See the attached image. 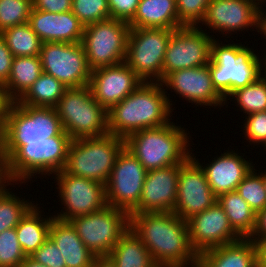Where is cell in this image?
<instances>
[{
	"label": "cell",
	"instance_id": "27",
	"mask_svg": "<svg viewBox=\"0 0 266 267\" xmlns=\"http://www.w3.org/2000/svg\"><path fill=\"white\" fill-rule=\"evenodd\" d=\"M39 205L42 204L36 203L15 227L17 239L26 256L33 254L49 238L50 225L54 216L52 213L45 216L42 213L44 208Z\"/></svg>",
	"mask_w": 266,
	"mask_h": 267
},
{
	"label": "cell",
	"instance_id": "5",
	"mask_svg": "<svg viewBox=\"0 0 266 267\" xmlns=\"http://www.w3.org/2000/svg\"><path fill=\"white\" fill-rule=\"evenodd\" d=\"M53 136H69L55 108L8 103L0 132L5 161L26 142L48 141Z\"/></svg>",
	"mask_w": 266,
	"mask_h": 267
},
{
	"label": "cell",
	"instance_id": "15",
	"mask_svg": "<svg viewBox=\"0 0 266 267\" xmlns=\"http://www.w3.org/2000/svg\"><path fill=\"white\" fill-rule=\"evenodd\" d=\"M147 170L124 147L105 184L107 205L130 213L139 203Z\"/></svg>",
	"mask_w": 266,
	"mask_h": 267
},
{
	"label": "cell",
	"instance_id": "52",
	"mask_svg": "<svg viewBox=\"0 0 266 267\" xmlns=\"http://www.w3.org/2000/svg\"><path fill=\"white\" fill-rule=\"evenodd\" d=\"M261 172H263L262 173V175H263V182H264V185H265V189H266V168H265V170H261Z\"/></svg>",
	"mask_w": 266,
	"mask_h": 267
},
{
	"label": "cell",
	"instance_id": "33",
	"mask_svg": "<svg viewBox=\"0 0 266 267\" xmlns=\"http://www.w3.org/2000/svg\"><path fill=\"white\" fill-rule=\"evenodd\" d=\"M228 100L234 103L231 105L239 107L237 111L243 112L244 115L246 114L245 116L255 112L266 111V73L248 86L233 91L225 99L226 108L230 103Z\"/></svg>",
	"mask_w": 266,
	"mask_h": 267
},
{
	"label": "cell",
	"instance_id": "50",
	"mask_svg": "<svg viewBox=\"0 0 266 267\" xmlns=\"http://www.w3.org/2000/svg\"><path fill=\"white\" fill-rule=\"evenodd\" d=\"M91 267H116L108 256L95 257Z\"/></svg>",
	"mask_w": 266,
	"mask_h": 267
},
{
	"label": "cell",
	"instance_id": "48",
	"mask_svg": "<svg viewBox=\"0 0 266 267\" xmlns=\"http://www.w3.org/2000/svg\"><path fill=\"white\" fill-rule=\"evenodd\" d=\"M10 183L6 174V161L0 146V190Z\"/></svg>",
	"mask_w": 266,
	"mask_h": 267
},
{
	"label": "cell",
	"instance_id": "10",
	"mask_svg": "<svg viewBox=\"0 0 266 267\" xmlns=\"http://www.w3.org/2000/svg\"><path fill=\"white\" fill-rule=\"evenodd\" d=\"M85 246L96 256H108L130 228L129 213L120 208H105L69 220Z\"/></svg>",
	"mask_w": 266,
	"mask_h": 267
},
{
	"label": "cell",
	"instance_id": "46",
	"mask_svg": "<svg viewBox=\"0 0 266 267\" xmlns=\"http://www.w3.org/2000/svg\"><path fill=\"white\" fill-rule=\"evenodd\" d=\"M264 3V4H263ZM265 2H262L259 4L258 11H257V28L256 31L258 34L262 35V38H264L266 42V9L264 10L263 6L265 5ZM266 8V5L264 6ZM263 43L266 46V43Z\"/></svg>",
	"mask_w": 266,
	"mask_h": 267
},
{
	"label": "cell",
	"instance_id": "3",
	"mask_svg": "<svg viewBox=\"0 0 266 267\" xmlns=\"http://www.w3.org/2000/svg\"><path fill=\"white\" fill-rule=\"evenodd\" d=\"M228 39H213L209 69L212 83L217 92L226 99L233 91L248 86L265 73L263 56L255 47ZM230 42H228V41ZM249 47V48H248Z\"/></svg>",
	"mask_w": 266,
	"mask_h": 267
},
{
	"label": "cell",
	"instance_id": "31",
	"mask_svg": "<svg viewBox=\"0 0 266 267\" xmlns=\"http://www.w3.org/2000/svg\"><path fill=\"white\" fill-rule=\"evenodd\" d=\"M66 89L56 78L42 73L17 102L22 105L55 108Z\"/></svg>",
	"mask_w": 266,
	"mask_h": 267
},
{
	"label": "cell",
	"instance_id": "44",
	"mask_svg": "<svg viewBox=\"0 0 266 267\" xmlns=\"http://www.w3.org/2000/svg\"><path fill=\"white\" fill-rule=\"evenodd\" d=\"M13 58L14 55L0 35V86H3L10 77Z\"/></svg>",
	"mask_w": 266,
	"mask_h": 267
},
{
	"label": "cell",
	"instance_id": "54",
	"mask_svg": "<svg viewBox=\"0 0 266 267\" xmlns=\"http://www.w3.org/2000/svg\"><path fill=\"white\" fill-rule=\"evenodd\" d=\"M256 1H258L259 3L266 2V0H256Z\"/></svg>",
	"mask_w": 266,
	"mask_h": 267
},
{
	"label": "cell",
	"instance_id": "19",
	"mask_svg": "<svg viewBox=\"0 0 266 267\" xmlns=\"http://www.w3.org/2000/svg\"><path fill=\"white\" fill-rule=\"evenodd\" d=\"M187 224L192 248L198 256L207 250L241 239L218 202L188 219Z\"/></svg>",
	"mask_w": 266,
	"mask_h": 267
},
{
	"label": "cell",
	"instance_id": "16",
	"mask_svg": "<svg viewBox=\"0 0 266 267\" xmlns=\"http://www.w3.org/2000/svg\"><path fill=\"white\" fill-rule=\"evenodd\" d=\"M259 4L256 0H211L201 24L197 27L199 29L206 27L204 31L207 32L208 29V34L214 32L222 34V40L223 37L230 38L235 33L243 34L244 31L248 33L249 30L256 32L254 29L257 28Z\"/></svg>",
	"mask_w": 266,
	"mask_h": 267
},
{
	"label": "cell",
	"instance_id": "34",
	"mask_svg": "<svg viewBox=\"0 0 266 267\" xmlns=\"http://www.w3.org/2000/svg\"><path fill=\"white\" fill-rule=\"evenodd\" d=\"M0 35L14 57L40 55L42 41L28 23L5 29Z\"/></svg>",
	"mask_w": 266,
	"mask_h": 267
},
{
	"label": "cell",
	"instance_id": "40",
	"mask_svg": "<svg viewBox=\"0 0 266 267\" xmlns=\"http://www.w3.org/2000/svg\"><path fill=\"white\" fill-rule=\"evenodd\" d=\"M211 0H176L178 21L182 26H198Z\"/></svg>",
	"mask_w": 266,
	"mask_h": 267
},
{
	"label": "cell",
	"instance_id": "36",
	"mask_svg": "<svg viewBox=\"0 0 266 267\" xmlns=\"http://www.w3.org/2000/svg\"><path fill=\"white\" fill-rule=\"evenodd\" d=\"M32 9V0H0V33L28 23Z\"/></svg>",
	"mask_w": 266,
	"mask_h": 267
},
{
	"label": "cell",
	"instance_id": "13",
	"mask_svg": "<svg viewBox=\"0 0 266 267\" xmlns=\"http://www.w3.org/2000/svg\"><path fill=\"white\" fill-rule=\"evenodd\" d=\"M39 56L43 73L53 76L66 88L89 85L91 70L81 42H45Z\"/></svg>",
	"mask_w": 266,
	"mask_h": 267
},
{
	"label": "cell",
	"instance_id": "42",
	"mask_svg": "<svg viewBox=\"0 0 266 267\" xmlns=\"http://www.w3.org/2000/svg\"><path fill=\"white\" fill-rule=\"evenodd\" d=\"M140 0H108L112 19L129 22L135 15Z\"/></svg>",
	"mask_w": 266,
	"mask_h": 267
},
{
	"label": "cell",
	"instance_id": "4",
	"mask_svg": "<svg viewBox=\"0 0 266 267\" xmlns=\"http://www.w3.org/2000/svg\"><path fill=\"white\" fill-rule=\"evenodd\" d=\"M186 129L171 121L162 127L139 130L124 139L125 147L147 171L183 163L195 145L190 143L192 137Z\"/></svg>",
	"mask_w": 266,
	"mask_h": 267
},
{
	"label": "cell",
	"instance_id": "18",
	"mask_svg": "<svg viewBox=\"0 0 266 267\" xmlns=\"http://www.w3.org/2000/svg\"><path fill=\"white\" fill-rule=\"evenodd\" d=\"M217 202L200 164L190 156L182 163L173 213L187 221Z\"/></svg>",
	"mask_w": 266,
	"mask_h": 267
},
{
	"label": "cell",
	"instance_id": "39",
	"mask_svg": "<svg viewBox=\"0 0 266 267\" xmlns=\"http://www.w3.org/2000/svg\"><path fill=\"white\" fill-rule=\"evenodd\" d=\"M245 120L242 121L244 130L242 131V135L244 134V139H246L245 142H249L248 146H252L255 148V146L264 147L266 144V111L261 112H255L251 113L248 116H244Z\"/></svg>",
	"mask_w": 266,
	"mask_h": 267
},
{
	"label": "cell",
	"instance_id": "6",
	"mask_svg": "<svg viewBox=\"0 0 266 267\" xmlns=\"http://www.w3.org/2000/svg\"><path fill=\"white\" fill-rule=\"evenodd\" d=\"M70 142V136H53L48 141L26 142L6 160L9 181L26 184L34 182L33 178L51 179L48 177L64 169Z\"/></svg>",
	"mask_w": 266,
	"mask_h": 267
},
{
	"label": "cell",
	"instance_id": "7",
	"mask_svg": "<svg viewBox=\"0 0 266 267\" xmlns=\"http://www.w3.org/2000/svg\"><path fill=\"white\" fill-rule=\"evenodd\" d=\"M125 140L110 133L71 140L64 171L104 185L107 183Z\"/></svg>",
	"mask_w": 266,
	"mask_h": 267
},
{
	"label": "cell",
	"instance_id": "38",
	"mask_svg": "<svg viewBox=\"0 0 266 267\" xmlns=\"http://www.w3.org/2000/svg\"><path fill=\"white\" fill-rule=\"evenodd\" d=\"M26 257L15 228L0 233V267H19Z\"/></svg>",
	"mask_w": 266,
	"mask_h": 267
},
{
	"label": "cell",
	"instance_id": "28",
	"mask_svg": "<svg viewBox=\"0 0 266 267\" xmlns=\"http://www.w3.org/2000/svg\"><path fill=\"white\" fill-rule=\"evenodd\" d=\"M42 73L40 56L14 57L10 77L2 86L8 102L18 101Z\"/></svg>",
	"mask_w": 266,
	"mask_h": 267
},
{
	"label": "cell",
	"instance_id": "41",
	"mask_svg": "<svg viewBox=\"0 0 266 267\" xmlns=\"http://www.w3.org/2000/svg\"><path fill=\"white\" fill-rule=\"evenodd\" d=\"M30 257L46 267H66L60 249L50 237Z\"/></svg>",
	"mask_w": 266,
	"mask_h": 267
},
{
	"label": "cell",
	"instance_id": "17",
	"mask_svg": "<svg viewBox=\"0 0 266 267\" xmlns=\"http://www.w3.org/2000/svg\"><path fill=\"white\" fill-rule=\"evenodd\" d=\"M168 102L172 108L174 101L170 92L178 94L184 100L194 105V107L211 106V108H224L225 99L217 92L212 83L209 64L201 67L177 70L169 73L161 82ZM168 90L170 92H168ZM174 90V91H173ZM171 96V97H170ZM174 103V104H173Z\"/></svg>",
	"mask_w": 266,
	"mask_h": 267
},
{
	"label": "cell",
	"instance_id": "1",
	"mask_svg": "<svg viewBox=\"0 0 266 267\" xmlns=\"http://www.w3.org/2000/svg\"><path fill=\"white\" fill-rule=\"evenodd\" d=\"M130 229L142 240L158 267H197L187 221L173 212L129 214Z\"/></svg>",
	"mask_w": 266,
	"mask_h": 267
},
{
	"label": "cell",
	"instance_id": "37",
	"mask_svg": "<svg viewBox=\"0 0 266 267\" xmlns=\"http://www.w3.org/2000/svg\"><path fill=\"white\" fill-rule=\"evenodd\" d=\"M71 11L84 26L111 19L108 0H72Z\"/></svg>",
	"mask_w": 266,
	"mask_h": 267
},
{
	"label": "cell",
	"instance_id": "2",
	"mask_svg": "<svg viewBox=\"0 0 266 267\" xmlns=\"http://www.w3.org/2000/svg\"><path fill=\"white\" fill-rule=\"evenodd\" d=\"M173 110L160 82H144L107 111L108 132L125 139L139 130L162 127L174 118Z\"/></svg>",
	"mask_w": 266,
	"mask_h": 267
},
{
	"label": "cell",
	"instance_id": "51",
	"mask_svg": "<svg viewBox=\"0 0 266 267\" xmlns=\"http://www.w3.org/2000/svg\"><path fill=\"white\" fill-rule=\"evenodd\" d=\"M19 267H46L40 263H37L30 256H27L26 259L20 264Z\"/></svg>",
	"mask_w": 266,
	"mask_h": 267
},
{
	"label": "cell",
	"instance_id": "30",
	"mask_svg": "<svg viewBox=\"0 0 266 267\" xmlns=\"http://www.w3.org/2000/svg\"><path fill=\"white\" fill-rule=\"evenodd\" d=\"M108 257L116 267H158L142 240L129 228Z\"/></svg>",
	"mask_w": 266,
	"mask_h": 267
},
{
	"label": "cell",
	"instance_id": "45",
	"mask_svg": "<svg viewBox=\"0 0 266 267\" xmlns=\"http://www.w3.org/2000/svg\"><path fill=\"white\" fill-rule=\"evenodd\" d=\"M256 249L257 267H266V237H250Z\"/></svg>",
	"mask_w": 266,
	"mask_h": 267
},
{
	"label": "cell",
	"instance_id": "24",
	"mask_svg": "<svg viewBox=\"0 0 266 267\" xmlns=\"http://www.w3.org/2000/svg\"><path fill=\"white\" fill-rule=\"evenodd\" d=\"M49 237L60 249L66 267H91L96 257L77 235L69 221L52 218Z\"/></svg>",
	"mask_w": 266,
	"mask_h": 267
},
{
	"label": "cell",
	"instance_id": "26",
	"mask_svg": "<svg viewBox=\"0 0 266 267\" xmlns=\"http://www.w3.org/2000/svg\"><path fill=\"white\" fill-rule=\"evenodd\" d=\"M128 23L130 28L183 27L178 21L176 0H140L134 17Z\"/></svg>",
	"mask_w": 266,
	"mask_h": 267
},
{
	"label": "cell",
	"instance_id": "43",
	"mask_svg": "<svg viewBox=\"0 0 266 267\" xmlns=\"http://www.w3.org/2000/svg\"><path fill=\"white\" fill-rule=\"evenodd\" d=\"M33 9L50 13H64L72 10V0H32Z\"/></svg>",
	"mask_w": 266,
	"mask_h": 267
},
{
	"label": "cell",
	"instance_id": "32",
	"mask_svg": "<svg viewBox=\"0 0 266 267\" xmlns=\"http://www.w3.org/2000/svg\"><path fill=\"white\" fill-rule=\"evenodd\" d=\"M14 184H19L17 187L19 188L24 183L10 182L0 190V233L4 230L15 228L26 213L36 204L35 201H30L28 197L26 200L27 195L25 197L21 194L17 196L18 193L12 190V187H16ZM8 186H12L11 189Z\"/></svg>",
	"mask_w": 266,
	"mask_h": 267
},
{
	"label": "cell",
	"instance_id": "23",
	"mask_svg": "<svg viewBox=\"0 0 266 267\" xmlns=\"http://www.w3.org/2000/svg\"><path fill=\"white\" fill-rule=\"evenodd\" d=\"M28 24L38 35L42 43L82 42L85 28L72 11L64 13H50L32 9Z\"/></svg>",
	"mask_w": 266,
	"mask_h": 267
},
{
	"label": "cell",
	"instance_id": "8",
	"mask_svg": "<svg viewBox=\"0 0 266 267\" xmlns=\"http://www.w3.org/2000/svg\"><path fill=\"white\" fill-rule=\"evenodd\" d=\"M63 130L71 140L108 134V112L89 87L67 88L55 107Z\"/></svg>",
	"mask_w": 266,
	"mask_h": 267
},
{
	"label": "cell",
	"instance_id": "11",
	"mask_svg": "<svg viewBox=\"0 0 266 267\" xmlns=\"http://www.w3.org/2000/svg\"><path fill=\"white\" fill-rule=\"evenodd\" d=\"M129 23L108 19L85 26L82 45L91 71L125 62Z\"/></svg>",
	"mask_w": 266,
	"mask_h": 267
},
{
	"label": "cell",
	"instance_id": "9",
	"mask_svg": "<svg viewBox=\"0 0 266 267\" xmlns=\"http://www.w3.org/2000/svg\"><path fill=\"white\" fill-rule=\"evenodd\" d=\"M173 30L130 28L125 63L143 82L162 81L163 61Z\"/></svg>",
	"mask_w": 266,
	"mask_h": 267
},
{
	"label": "cell",
	"instance_id": "53",
	"mask_svg": "<svg viewBox=\"0 0 266 267\" xmlns=\"http://www.w3.org/2000/svg\"><path fill=\"white\" fill-rule=\"evenodd\" d=\"M264 52L261 53V55L263 56V60H264V65H265V68H266V49L263 50Z\"/></svg>",
	"mask_w": 266,
	"mask_h": 267
},
{
	"label": "cell",
	"instance_id": "29",
	"mask_svg": "<svg viewBox=\"0 0 266 267\" xmlns=\"http://www.w3.org/2000/svg\"><path fill=\"white\" fill-rule=\"evenodd\" d=\"M217 202L225 211L233 230L241 238H250L256 226L257 213L239 195L237 191L223 193Z\"/></svg>",
	"mask_w": 266,
	"mask_h": 267
},
{
	"label": "cell",
	"instance_id": "20",
	"mask_svg": "<svg viewBox=\"0 0 266 267\" xmlns=\"http://www.w3.org/2000/svg\"><path fill=\"white\" fill-rule=\"evenodd\" d=\"M182 163L149 170L138 205L129 214L173 212Z\"/></svg>",
	"mask_w": 266,
	"mask_h": 267
},
{
	"label": "cell",
	"instance_id": "49",
	"mask_svg": "<svg viewBox=\"0 0 266 267\" xmlns=\"http://www.w3.org/2000/svg\"><path fill=\"white\" fill-rule=\"evenodd\" d=\"M8 103L9 102L4 95V90L2 86H0V132L3 128L4 116Z\"/></svg>",
	"mask_w": 266,
	"mask_h": 267
},
{
	"label": "cell",
	"instance_id": "25",
	"mask_svg": "<svg viewBox=\"0 0 266 267\" xmlns=\"http://www.w3.org/2000/svg\"><path fill=\"white\" fill-rule=\"evenodd\" d=\"M197 267H257L256 249L250 238H241L201 253Z\"/></svg>",
	"mask_w": 266,
	"mask_h": 267
},
{
	"label": "cell",
	"instance_id": "14",
	"mask_svg": "<svg viewBox=\"0 0 266 267\" xmlns=\"http://www.w3.org/2000/svg\"><path fill=\"white\" fill-rule=\"evenodd\" d=\"M213 39L215 35L197 26H183L173 30L163 61L162 80L177 70L208 65Z\"/></svg>",
	"mask_w": 266,
	"mask_h": 267
},
{
	"label": "cell",
	"instance_id": "47",
	"mask_svg": "<svg viewBox=\"0 0 266 267\" xmlns=\"http://www.w3.org/2000/svg\"><path fill=\"white\" fill-rule=\"evenodd\" d=\"M251 237H266V208L257 213L256 226Z\"/></svg>",
	"mask_w": 266,
	"mask_h": 267
},
{
	"label": "cell",
	"instance_id": "12",
	"mask_svg": "<svg viewBox=\"0 0 266 267\" xmlns=\"http://www.w3.org/2000/svg\"><path fill=\"white\" fill-rule=\"evenodd\" d=\"M56 183L59 201L62 207L60 212L54 211V218L69 221L73 218L97 212L107 206L106 190L103 183L75 176L61 170L51 176ZM57 213V214H56Z\"/></svg>",
	"mask_w": 266,
	"mask_h": 267
},
{
	"label": "cell",
	"instance_id": "35",
	"mask_svg": "<svg viewBox=\"0 0 266 267\" xmlns=\"http://www.w3.org/2000/svg\"><path fill=\"white\" fill-rule=\"evenodd\" d=\"M256 169L257 166L239 183L236 191L255 213H258L266 208V189L262 172H260V168L259 170Z\"/></svg>",
	"mask_w": 266,
	"mask_h": 267
},
{
	"label": "cell",
	"instance_id": "21",
	"mask_svg": "<svg viewBox=\"0 0 266 267\" xmlns=\"http://www.w3.org/2000/svg\"><path fill=\"white\" fill-rule=\"evenodd\" d=\"M142 83L143 80L122 62L91 71L89 87L94 99L109 111Z\"/></svg>",
	"mask_w": 266,
	"mask_h": 267
},
{
	"label": "cell",
	"instance_id": "22",
	"mask_svg": "<svg viewBox=\"0 0 266 267\" xmlns=\"http://www.w3.org/2000/svg\"><path fill=\"white\" fill-rule=\"evenodd\" d=\"M223 153L218 156H214L209 160L207 164L196 158L195 153L191 148V156L200 164L203 168L206 179L212 189V192L218 197L219 195L231 191H236L239 183L249 174V172L255 167L253 159L248 161L245 156L246 153H238L232 149L227 148ZM242 154V155H240ZM246 157V158H244ZM247 159V160H246Z\"/></svg>",
	"mask_w": 266,
	"mask_h": 267
},
{
	"label": "cell",
	"instance_id": "55",
	"mask_svg": "<svg viewBox=\"0 0 266 267\" xmlns=\"http://www.w3.org/2000/svg\"><path fill=\"white\" fill-rule=\"evenodd\" d=\"M264 149H265V150H264ZM263 150L266 151V144L264 145ZM265 153H266V152H265Z\"/></svg>",
	"mask_w": 266,
	"mask_h": 267
}]
</instances>
